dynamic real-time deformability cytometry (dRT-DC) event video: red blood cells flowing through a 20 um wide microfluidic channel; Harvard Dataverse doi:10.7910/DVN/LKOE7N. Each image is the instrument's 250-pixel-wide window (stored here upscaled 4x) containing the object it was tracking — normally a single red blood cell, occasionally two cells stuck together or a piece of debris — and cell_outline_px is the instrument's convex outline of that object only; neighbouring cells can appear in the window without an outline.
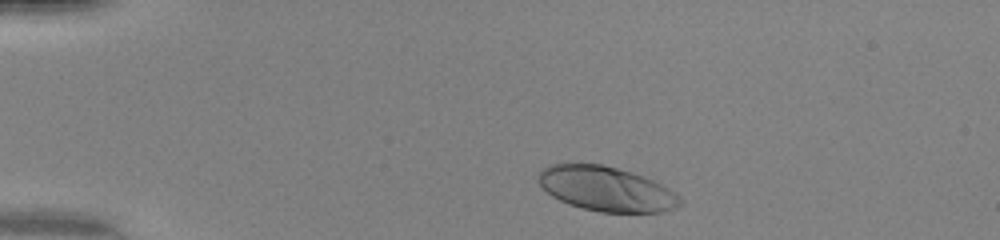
{"species": "human", "species_latin": "Homo sapiens", "temperature_condition": "warm", "stored_images_in_passage": 43, "camera_frame_rate_fps": 3000, "um_per_image_px": 0.085, "donor": {"sex": "female"}, "frame": {"image": 1, "passage_image": 3, "time_ms": 0.667, "image_size_px": [1000, 240], "cell_outline_px": [[684, 204], [676, 208], [660, 212], [600, 212], [568, 204], [552, 196], [540, 184], [536, 176], [548, 164], [600, 164], [632, 172], [644, 176], [676, 192], [684, 200]], "centroid_in_image_um": [51.58, 16.06], "position_along_channel_um": 33.4, "area_um2": 36.82}}
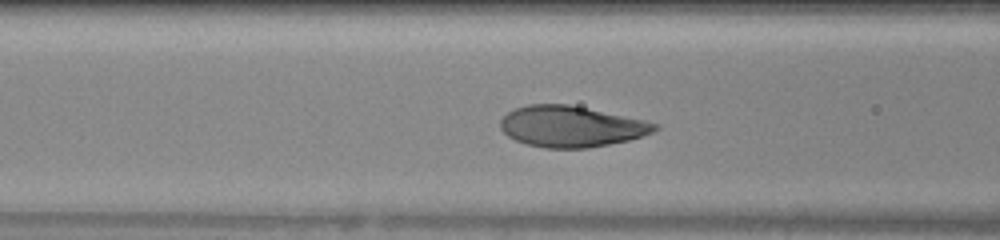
{"frame": {"image": 2, "passage_image": 14, "time_ms": 4.333, "image_size_px": [1000, 240], "cell_outline_px": [[660, 128], [644, 136], [628, 140], [588, 148], [544, 148], [528, 144], [516, 140], [508, 136], [500, 128], [500, 120], [508, 112], [516, 108], [528, 104], [568, 104], [644, 120], [660, 124]], "centroid_in_image_um": [48.56, 10.75], "position_along_channel_um": 118.0, "area_um2": 36.76}}
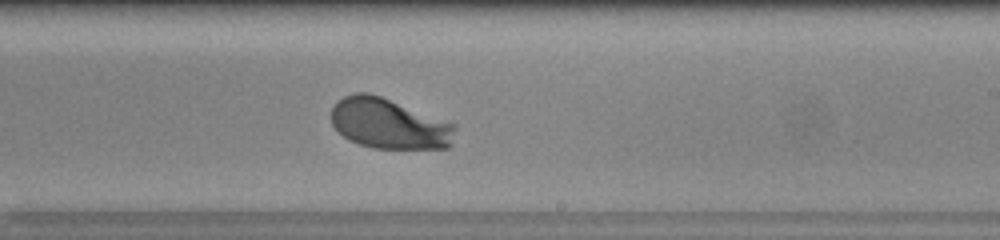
{"frame": {"image": 3, "passage_image": 24, "time_ms": 7.667, "image_size_px": [1000, 240], "cell_outline_px": [[456, 128], [452, 144], [448, 148], [372, 148], [348, 140], [332, 124], [332, 108], [336, 100], [352, 92], [368, 92], [380, 96], [456, 124]], "centroid_in_image_um": [33.07, 10.51], "position_along_channel_um": 255.9, "area_um2": 36.36}, "authors_computed_cell_mechanics": {"area_um2": 36.8764, "velocity_mm_per_s": 4.1481, "shape_relaxation_time_tau1_ms": 2.6309, "shape_relaxation_time_tau2_ms": null, "deformation_change_tau1": 0.1983, "deformation_change_tau2": null}}